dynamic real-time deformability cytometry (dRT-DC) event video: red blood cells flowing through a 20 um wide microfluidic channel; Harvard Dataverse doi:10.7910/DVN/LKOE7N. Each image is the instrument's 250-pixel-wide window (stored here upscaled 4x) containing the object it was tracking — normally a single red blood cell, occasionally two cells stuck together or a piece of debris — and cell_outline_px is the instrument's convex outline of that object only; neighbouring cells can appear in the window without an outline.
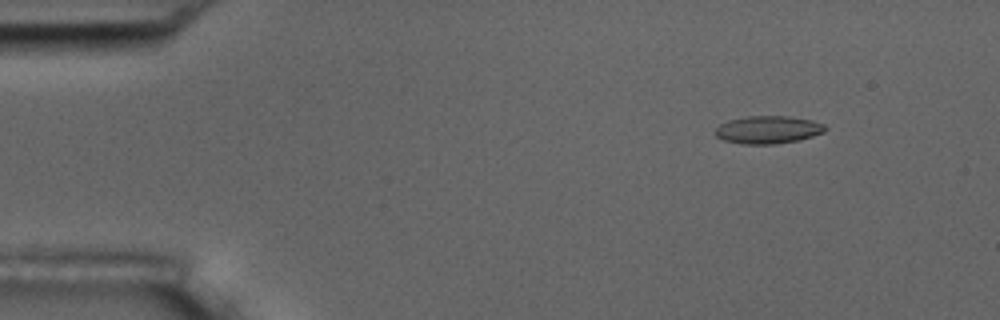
{"species": "common noctule bat (a hibernating species)", "species_latin": "Nyctalus noctula", "temperature_condition": "room temperature", "stored_images_in_passage": 6, "camera_frame_rate_fps": 3000, "um_per_image_px": 0.085, "animal": {"sex": "male", "body_mass_g": 17.5, "forearm_length_mm": 52.3}, "frame": {"image": 1, "passage_image": 2, "time_ms": 0.333, "image_size_px": [1000, 320], "cell_outline_px": [[828, 128], [824, 132], [800, 140], [776, 144], [744, 144], [724, 140], [716, 136], [716, 128], [720, 124], [728, 120], [748, 116], [788, 116], [812, 120], [824, 124]], "centroid_in_image_um": [65.31, 11.02], "position_along_channel_um": 19.7, "area_um2": 17.8}}
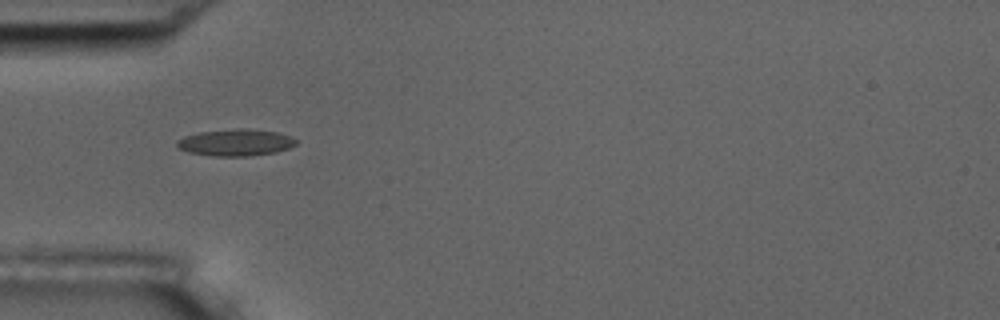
{"frame": {"image": 2, "passage_image": 5, "time_ms": 1.333, "image_size_px": [1000, 320], "cell_outline_px": [[296, 144], [288, 148], [276, 152], [248, 156], [212, 156], [188, 152], [176, 148], [176, 140], [184, 136], [200, 132], [240, 128], [244, 128], [276, 132], [292, 136], [296, 140]], "centroid_in_image_um": [19.99, 12.12], "position_along_channel_um": 65.0, "area_um2": 18.61}}